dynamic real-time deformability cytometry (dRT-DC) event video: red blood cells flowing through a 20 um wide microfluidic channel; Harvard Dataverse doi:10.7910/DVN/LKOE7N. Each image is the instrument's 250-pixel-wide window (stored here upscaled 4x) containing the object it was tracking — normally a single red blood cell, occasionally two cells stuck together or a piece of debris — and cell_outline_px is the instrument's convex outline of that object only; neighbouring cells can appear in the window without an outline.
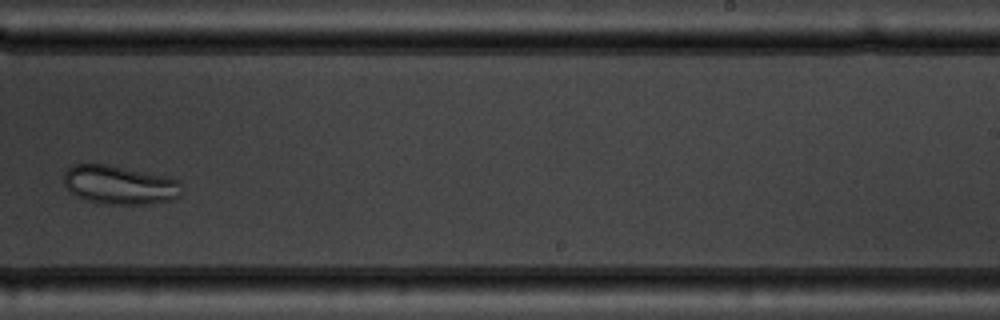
{"species": "common noctule bat (a hibernating species)", "species_latin": "Nyctalus noctula", "temperature_condition": "warm", "stored_images_in_passage": 7, "camera_frame_rate_fps": 3000, "um_per_image_px": 0.085, "animal": {"sex": "male", "body_mass_g": 19.5, "forearm_length_mm": 54.6}, "frame": {"image": 1, "passage_image": 7, "time_ms": 7.0, "image_size_px": [1000, 320], "cell_outline_px": [[180, 196], [172, 200], [152, 204], [104, 204], [84, 200], [76, 196], [64, 184], [64, 172], [72, 164], [108, 164], [168, 176], [180, 180]], "centroid_in_image_um": [10.18, 15.71], "position_along_channel_um": 278.8, "area_um2": 26.99}}